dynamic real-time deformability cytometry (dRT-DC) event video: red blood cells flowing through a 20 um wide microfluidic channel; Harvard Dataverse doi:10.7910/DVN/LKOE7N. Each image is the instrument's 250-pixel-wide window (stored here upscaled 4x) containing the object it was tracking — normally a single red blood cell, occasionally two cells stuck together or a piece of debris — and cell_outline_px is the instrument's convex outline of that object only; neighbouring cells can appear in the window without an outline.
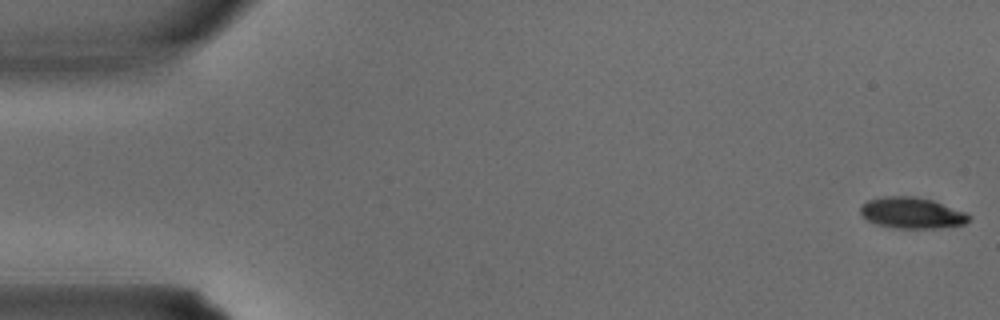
{"species": "common noctule bat (a hibernating species)", "species_latin": "Nyctalus noctula", "temperature_condition": "warm", "stored_images_in_passage": 3, "camera_frame_rate_fps": 3000, "um_per_image_px": 0.085, "animal": {"sex": "male", "body_mass_g": 15.6}, "frame": {"image": 1, "passage_image": 1, "time_ms": 0.0, "image_size_px": [1000, 320], "cell_outline_px": [[972, 216], [964, 224], [940, 228], [896, 228], [876, 224], [868, 220], [860, 212], [860, 208], [868, 200], [884, 196], [916, 196], [932, 200], [964, 212]], "centroid_in_image_um": [77.51, 18.1], "position_along_channel_um": 7.5, "area_um2": 19.48}}
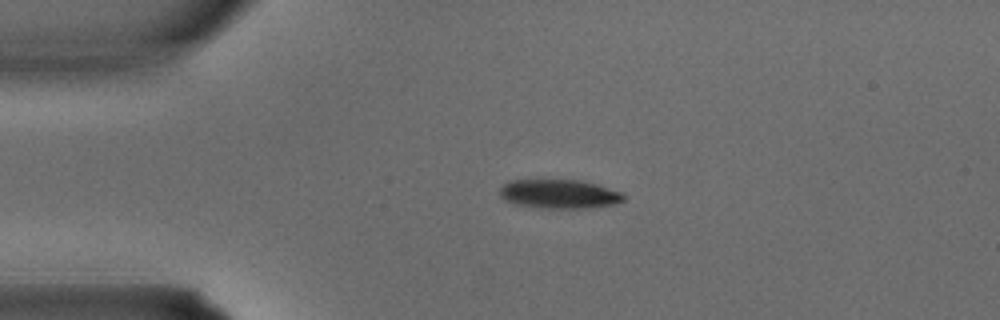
{"frame": {"image": 2, "passage_image": 3, "time_ms": 0.667, "image_size_px": [1000, 320], "cell_outline_px": [[624, 200], [616, 204], [584, 208], [540, 208], [512, 204], [504, 200], [500, 196], [500, 188], [504, 184], [512, 180], [536, 176], [584, 180], [620, 192], [624, 196]], "centroid_in_image_um": [47.44, 16.43], "position_along_channel_um": 37.6, "area_um2": 22.02}}